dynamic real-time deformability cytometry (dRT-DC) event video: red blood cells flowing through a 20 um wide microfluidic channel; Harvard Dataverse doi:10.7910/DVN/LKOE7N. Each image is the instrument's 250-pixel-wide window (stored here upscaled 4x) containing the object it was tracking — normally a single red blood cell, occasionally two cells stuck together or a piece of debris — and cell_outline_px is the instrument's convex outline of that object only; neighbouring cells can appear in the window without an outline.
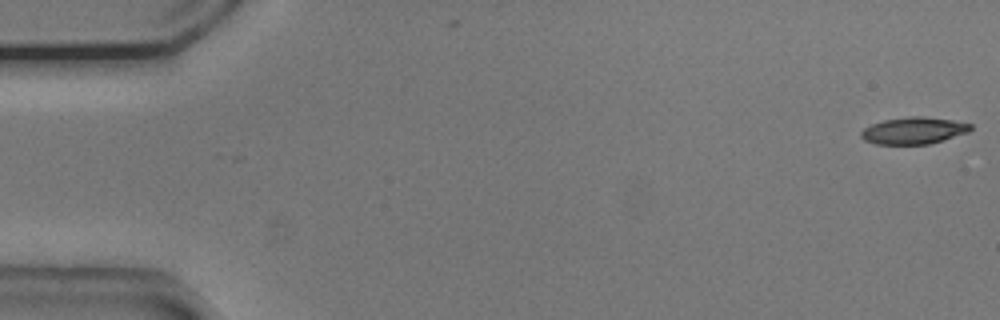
{"species": "common noctule bat (a hibernating species)", "species_latin": "Nyctalus noctula", "temperature_condition": "cold", "stored_images_in_passage": 13, "camera_frame_rate_fps": 3000, "um_per_image_px": 0.085, "animal": {"sex": "male", "body_mass_g": 20.5, "forearm_length_mm": 52.5}, "frame": {"image": 1, "passage_image": 1, "time_ms": 0.0, "image_size_px": [1000, 320], "cell_outline_px": [[972, 128], [968, 132], [928, 144], [876, 144], [864, 140], [860, 136], [860, 132], [864, 128], [872, 124], [884, 120], [908, 116], [924, 116], [952, 120], [972, 124]], "centroid_in_image_um": [77.64, 11.09], "position_along_channel_um": 7.4, "area_um2": 17.05}}
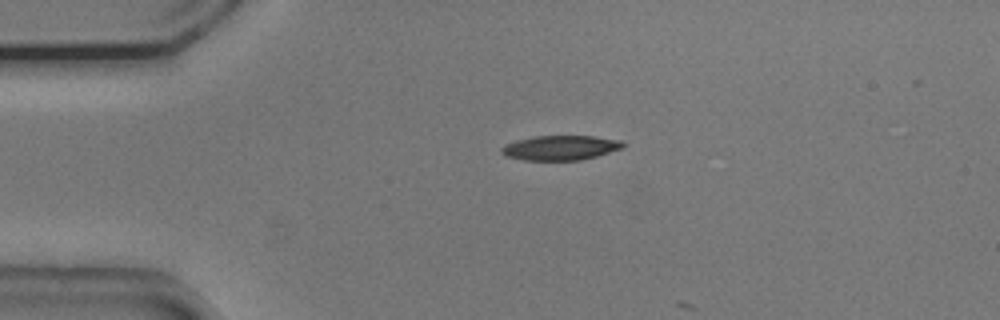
{"frame": {"image": 2, "passage_image": 12, "time_ms": 3.667, "image_size_px": [1000, 320], "cell_outline_px": [[624, 148], [596, 156], [580, 160], [524, 160], [504, 156], [500, 152], [500, 148], [504, 144], [516, 140], [532, 136], [592, 136], [620, 140], [624, 144]], "centroid_in_image_um": [47.58, 12.56], "position_along_channel_um": 37.4, "area_um2": 17.57}}